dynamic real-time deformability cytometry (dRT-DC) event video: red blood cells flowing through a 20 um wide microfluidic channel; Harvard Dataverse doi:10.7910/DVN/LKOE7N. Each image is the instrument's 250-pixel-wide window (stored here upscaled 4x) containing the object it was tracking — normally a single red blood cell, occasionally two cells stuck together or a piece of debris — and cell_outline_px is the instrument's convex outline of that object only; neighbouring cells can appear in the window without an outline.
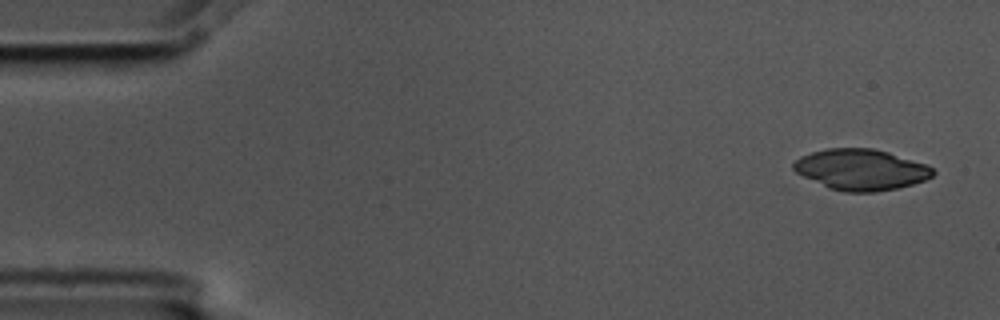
{"species": "common noctule bat (a hibernating species)", "species_latin": "Nyctalus noctula", "temperature_condition": "cold", "stored_images_in_passage": 5, "camera_frame_rate_fps": 3000, "um_per_image_px": 0.085, "animal": {"sex": "male", "body_mass_g": 17.5, "forearm_length_mm": 52.3}, "frame": {"image": 1, "passage_image": 1, "time_ms": 0.0, "image_size_px": [1000, 320], "cell_outline_px": [[936, 172], [932, 176], [924, 180], [912, 184], [896, 188], [876, 192], [844, 192], [828, 188], [796, 172], [792, 168], [792, 164], [800, 156], [812, 152], [828, 148], [872, 148], [888, 152], [924, 164], [932, 168]], "centroid_in_image_um": [73.15, 14.42], "position_along_channel_um": 11.8, "area_um2": 33.0}}